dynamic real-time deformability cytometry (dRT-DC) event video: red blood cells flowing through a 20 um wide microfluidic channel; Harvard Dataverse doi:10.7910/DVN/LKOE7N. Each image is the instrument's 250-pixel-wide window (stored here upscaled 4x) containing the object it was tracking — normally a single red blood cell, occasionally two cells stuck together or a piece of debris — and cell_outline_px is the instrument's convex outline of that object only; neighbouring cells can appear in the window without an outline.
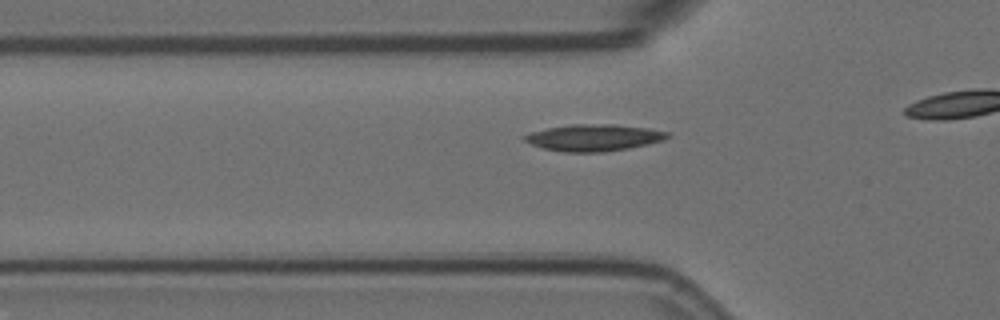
{"species": "Egyptian fruit bat (a non-hibernating species)", "species_latin": "Rousettus aegyptiacus", "temperature_condition": "room temperature", "stored_images_in_passage": 16, "camera_frame_rate_fps": 3000, "um_per_image_px": 0.085, "animal": {"sex": "female"}, "frame": {"image": 1, "passage_image": 10, "time_ms": 3.0, "image_size_px": [1000, 320], "cell_outline_px": [[672, 136], [664, 140], [648, 144], [628, 148], [604, 152], [564, 152], [544, 148], [532, 144], [524, 140], [520, 136], [532, 132], [548, 128], [572, 124], [612, 124], [648, 128], [668, 132]], "centroid_in_image_um": [50.49, 11.7], "position_along_channel_um": 75.3, "area_um2": 22.2}}
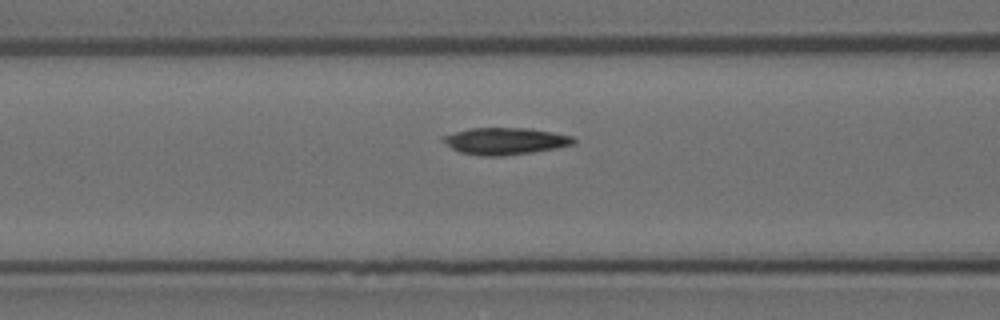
{"frame": {"image": 2, "passage_image": 14, "time_ms": 4.333, "image_size_px": [1000, 320], "cell_outline_px": [[576, 140], [572, 144], [556, 148], [532, 152], [500, 156], [480, 156], [460, 152], [452, 148], [440, 140], [440, 136], [468, 128], [528, 128], [552, 132], [572, 136]], "centroid_in_image_um": [42.87, 11.99], "position_along_channel_um": 123.7, "area_um2": 20.46}}